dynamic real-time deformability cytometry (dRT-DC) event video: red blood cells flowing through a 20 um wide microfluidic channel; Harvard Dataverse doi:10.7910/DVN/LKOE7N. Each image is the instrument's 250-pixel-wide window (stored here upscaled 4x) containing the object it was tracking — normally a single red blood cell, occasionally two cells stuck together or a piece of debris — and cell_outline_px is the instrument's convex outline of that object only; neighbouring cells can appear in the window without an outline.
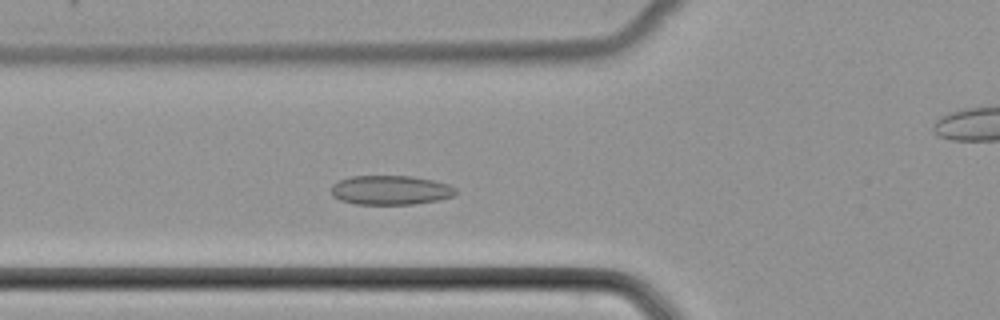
{"species": "common noctule bat (a hibernating species)", "species_latin": "Nyctalus noctula", "temperature_condition": "cold", "stored_images_in_passage": 38, "camera_frame_rate_fps": 3000, "um_per_image_px": 0.085, "animal": {"sex": "female", "body_mass_g": 22.7, "forearm_length_mm": 54.2}, "frame": {"image": 1, "passage_image": 11, "time_ms": 3.333, "image_size_px": [1000, 320], "cell_outline_px": [[460, 192], [452, 196], [436, 200], [412, 204], [356, 204], [340, 200], [332, 196], [332, 184], [340, 180], [352, 176], [412, 176], [432, 180], [448, 184], [456, 188]], "centroid_in_image_um": [33.2, 16.16], "position_along_channel_um": 92.6, "area_um2": 21.21}}
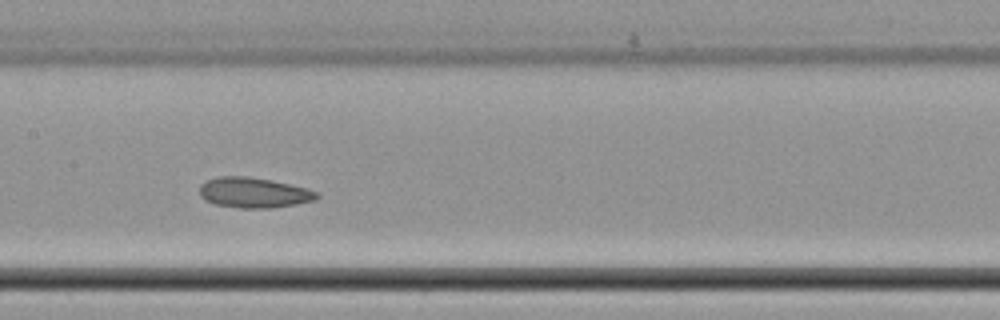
{"frame": {"image": 2, "passage_image": 18, "time_ms": 5.667, "image_size_px": [1000, 320], "cell_outline_px": [[320, 196], [316, 200], [296, 204], [272, 208], [240, 208], [216, 204], [204, 200], [200, 196], [200, 184], [216, 176], [248, 176], [272, 180], [308, 188], [320, 192]], "centroid_in_image_um": [21.6, 16.37], "position_along_channel_um": 185.8, "area_um2": 20.98}}
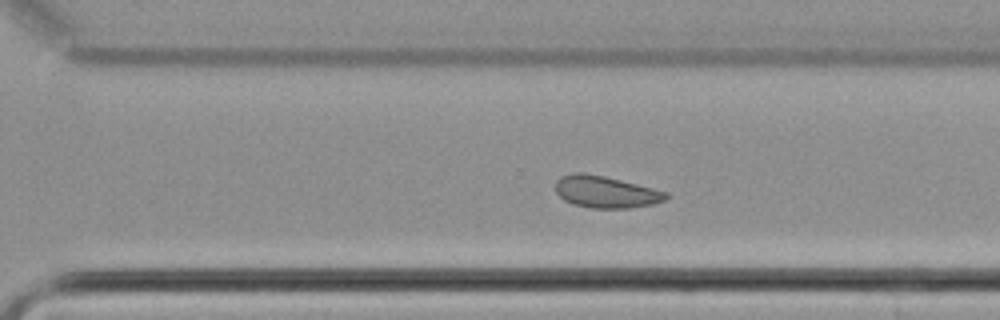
{"frame": {"image": 3, "passage_image": 28, "time_ms": 9.0, "image_size_px": [1000, 320], "cell_outline_px": [[668, 196], [664, 200], [652, 204], [632, 208], [588, 208], [572, 204], [564, 200], [556, 192], [556, 180], [560, 176], [572, 172], [580, 172], [604, 176], [668, 192]], "centroid_in_image_um": [51.44, 16.31], "position_along_channel_um": 319.2, "area_um2": 20.52}}